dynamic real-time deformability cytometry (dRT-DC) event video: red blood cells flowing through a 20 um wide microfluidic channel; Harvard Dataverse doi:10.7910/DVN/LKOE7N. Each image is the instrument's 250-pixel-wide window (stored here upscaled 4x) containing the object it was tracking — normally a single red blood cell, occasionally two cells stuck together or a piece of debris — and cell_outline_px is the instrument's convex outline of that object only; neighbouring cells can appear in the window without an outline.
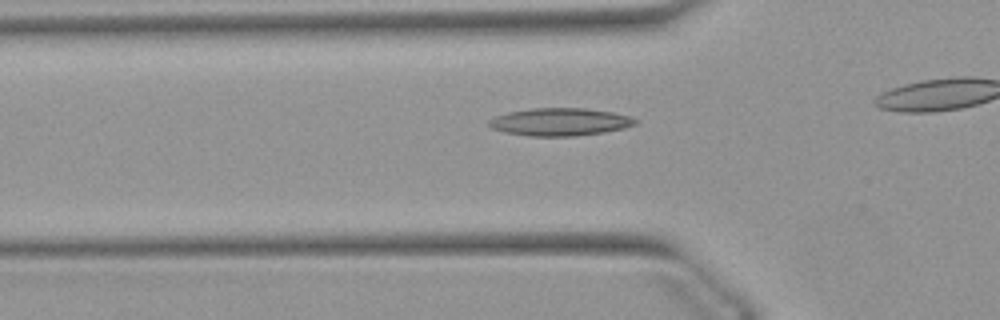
{"species": "Egyptian fruit bat (a non-hibernating species)", "species_latin": "Rousettus aegyptiacus", "temperature_condition": "warm", "stored_images_in_passage": 37, "camera_frame_rate_fps": 3000, "um_per_image_px": 0.085, "animal": {"sex": "female"}, "frame": {"image": 1, "passage_image": 13, "time_ms": 4.0, "image_size_px": [1000, 320], "cell_outline_px": [[640, 120], [636, 124], [624, 128], [604, 132], [576, 136], [528, 136], [504, 132], [492, 128], [488, 124], [488, 120], [496, 116], [508, 112], [532, 108], [584, 108], [612, 112], [628, 116]], "centroid_in_image_um": [47.6, 10.36], "position_along_channel_um": 78.2, "area_um2": 23.64}}
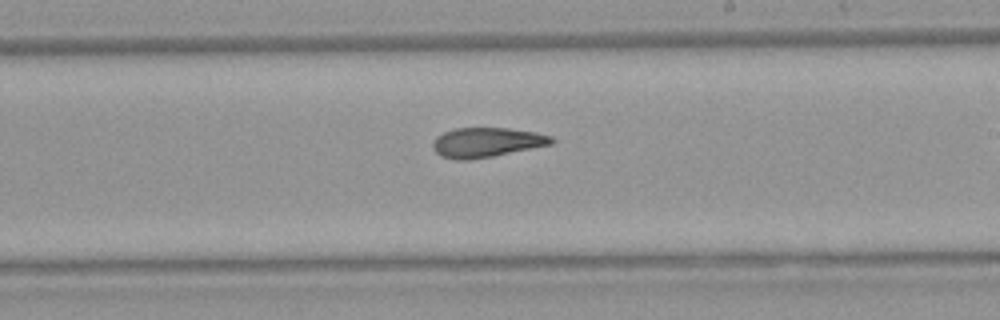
{"frame": {"image": 2, "passage_image": 26, "time_ms": 8.333, "image_size_px": [1000, 320], "cell_outline_px": [[556, 140], [552, 144], [492, 156], [468, 160], [456, 160], [440, 156], [432, 148], [432, 144], [436, 136], [444, 132], [456, 128], [508, 128], [536, 132], [552, 136]], "centroid_in_image_um": [41.35, 12.1], "position_along_channel_um": 247.7, "area_um2": 20.52}}
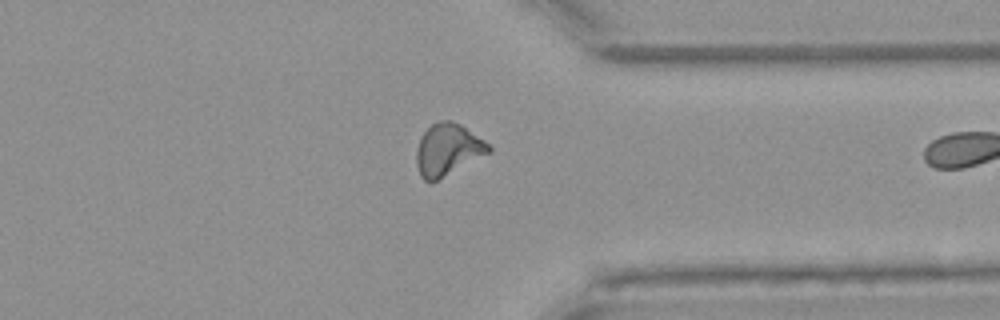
{"frame": {"image": 3, "passage_image": 36, "time_ms": 11.667, "image_size_px": [1000, 320], "cell_outline_px": [[492, 152], [436, 180], [424, 180], [420, 176], [416, 164], [416, 152], [420, 140], [424, 132], [436, 120], [448, 120], [460, 124], [484, 140], [492, 148]], "centroid_in_image_um": [38.07, 12.7], "position_along_channel_um": 373.3, "area_um2": 21.56}}